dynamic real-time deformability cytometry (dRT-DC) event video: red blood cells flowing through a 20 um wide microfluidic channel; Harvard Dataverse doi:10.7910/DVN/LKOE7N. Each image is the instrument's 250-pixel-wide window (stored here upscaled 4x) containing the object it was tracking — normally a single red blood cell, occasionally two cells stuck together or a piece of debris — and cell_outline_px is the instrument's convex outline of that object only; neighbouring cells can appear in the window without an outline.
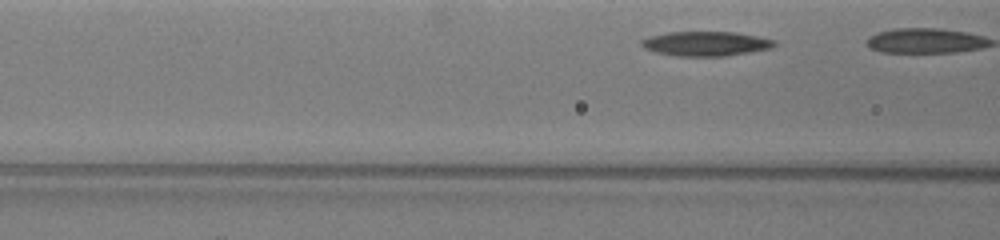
{"species": "common noctule bat (a hibernating species)", "species_latin": "Nyctalus noctula", "temperature_condition": "warm", "stored_images_in_passage": 6, "camera_frame_rate_fps": 3000, "um_per_image_px": 0.085, "animal": {"sex": "female", "body_mass_g": 19.5, "forearm_length_mm": 54.1}, "frame": {"image": 1, "passage_image": 3, "time_ms": 0.333, "image_size_px": [1000, 240], "cell_outline_px": [[776, 44], [768, 48], [748, 52], [724, 56], [676, 56], [656, 52], [644, 48], [640, 44], [640, 40], [652, 36], [668, 32], [732, 32], [756, 36], [772, 40]], "centroid_in_image_um": [59.92, 3.71], "position_along_channel_um": 106.7, "area_um2": 18.61}}